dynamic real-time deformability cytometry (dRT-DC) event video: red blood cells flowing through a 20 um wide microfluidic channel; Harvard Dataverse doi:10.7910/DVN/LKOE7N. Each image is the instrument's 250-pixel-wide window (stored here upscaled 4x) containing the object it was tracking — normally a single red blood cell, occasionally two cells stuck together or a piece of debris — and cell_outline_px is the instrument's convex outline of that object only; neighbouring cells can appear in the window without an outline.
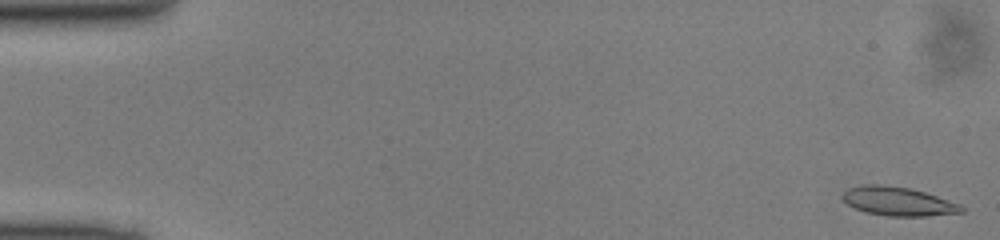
{"species": "common noctule bat (a hibernating species)", "species_latin": "Nyctalus noctula", "temperature_condition": "cold", "stored_images_in_passage": 49, "camera_frame_rate_fps": 3000, "um_per_image_px": 0.085, "animal": {"sex": "male", "body_mass_g": 13.0, "forearm_length_mm": 53.1}, "frame": {"image": 1, "passage_image": 1, "time_ms": 0.0, "image_size_px": [1000, 240], "cell_outline_px": [[964, 212], [928, 216], [888, 216], [868, 212], [856, 208], [848, 204], [840, 196], [848, 188], [864, 184], [876, 184], [908, 188], [924, 192], [960, 204], [964, 208]], "centroid_in_image_um": [76.34, 17.12], "position_along_channel_um": 8.7, "area_um2": 19.71}}
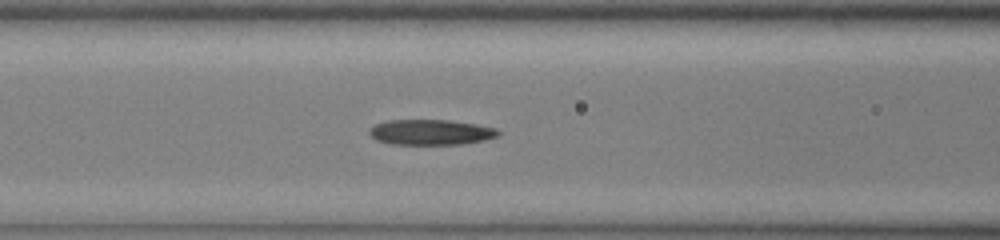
{"frame": {"image": 2, "passage_image": 20, "time_ms": 6.333, "image_size_px": [1000, 240], "cell_outline_px": [[500, 136], [484, 140], [464, 144], [388, 144], [376, 140], [368, 132], [376, 124], [388, 120], [448, 120], [476, 124], [496, 128], [500, 132]], "centroid_in_image_um": [36.65, 11.24], "position_along_channel_um": 130.0, "area_um2": 19.07}}
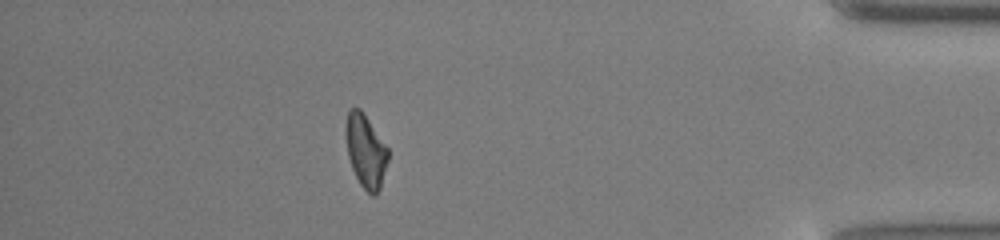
{"frame": {"image": 3, "passage_image": 43, "time_ms": 14.0, "image_size_px": [1000, 240], "cell_outline_px": [[388, 160], [380, 188], [372, 196], [360, 184], [352, 168], [348, 156], [344, 136], [344, 128], [348, 108], [360, 108], [388, 148]], "centroid_in_image_um": [31.05, 12.79], "position_along_channel_um": 404.2, "area_um2": 18.03}}